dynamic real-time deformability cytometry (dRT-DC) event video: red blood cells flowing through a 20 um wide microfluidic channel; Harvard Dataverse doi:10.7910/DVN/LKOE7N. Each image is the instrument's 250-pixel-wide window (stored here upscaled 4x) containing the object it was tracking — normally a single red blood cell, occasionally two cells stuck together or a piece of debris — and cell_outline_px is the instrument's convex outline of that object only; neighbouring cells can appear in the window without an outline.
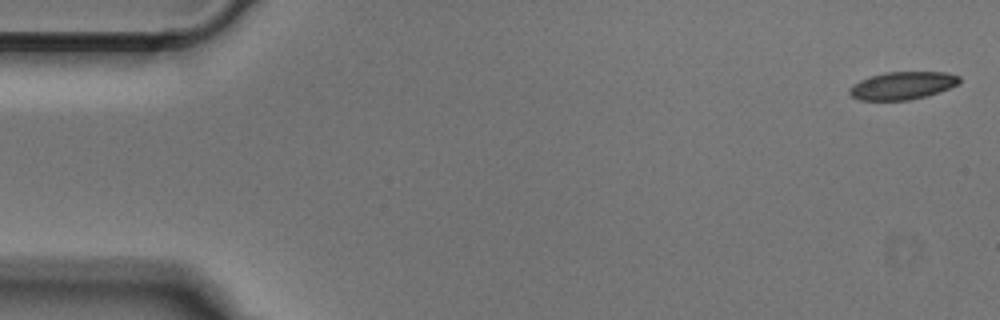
{"species": "Egyptian fruit bat (a non-hibernating species)", "species_latin": "Rousettus aegyptiacus", "temperature_condition": "cold", "stored_images_in_passage": 50, "camera_frame_rate_fps": 3000, "um_per_image_px": 0.085, "animal": {"sex": "male"}, "frame": {"image": 1, "passage_image": 1, "time_ms": 0.0, "image_size_px": [1000, 320], "cell_outline_px": [[960, 80], [956, 84], [940, 92], [908, 100], [860, 100], [852, 96], [848, 92], [852, 84], [860, 80], [884, 72], [948, 72], [960, 76]], "centroid_in_image_um": [76.7, 7.27], "position_along_channel_um": 8.3, "area_um2": 17.63}}
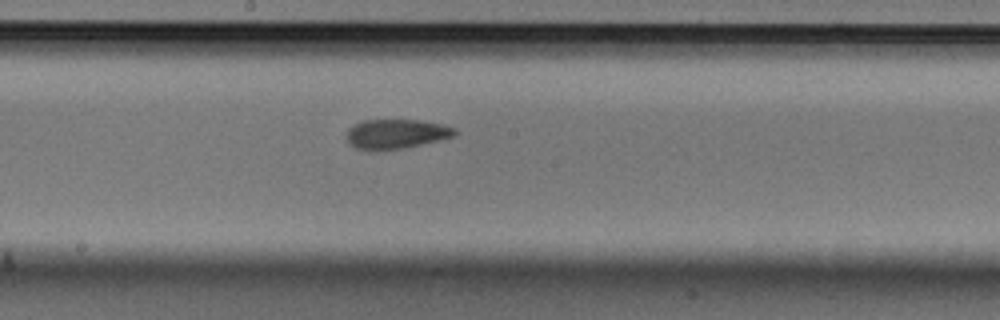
{"frame": {"image": 2, "passage_image": 26, "time_ms": 8.333, "image_size_px": [1000, 320], "cell_outline_px": [[456, 132], [452, 136], [440, 140], [404, 148], [356, 148], [348, 144], [348, 128], [364, 120], [420, 120], [440, 124], [456, 128]], "centroid_in_image_um": [33.7, 11.36], "position_along_channel_um": 214.5, "area_um2": 17.98}}
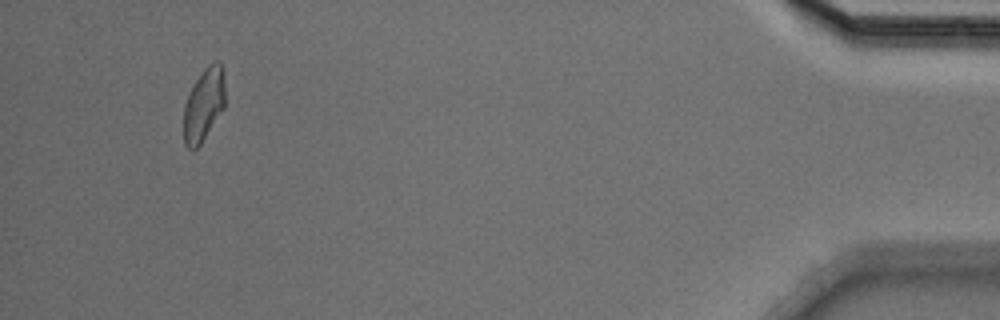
{"frame": {"image": 3, "passage_image": 47, "time_ms": 15.333, "image_size_px": [1000, 320], "cell_outline_px": [[224, 108], [200, 144], [196, 148], [188, 148], [184, 144], [184, 104], [196, 80], [204, 68], [208, 64], [216, 60], [224, 68]], "centroid_in_image_um": [17.33, 8.87], "position_along_channel_um": 417.9, "area_um2": 17.4}}